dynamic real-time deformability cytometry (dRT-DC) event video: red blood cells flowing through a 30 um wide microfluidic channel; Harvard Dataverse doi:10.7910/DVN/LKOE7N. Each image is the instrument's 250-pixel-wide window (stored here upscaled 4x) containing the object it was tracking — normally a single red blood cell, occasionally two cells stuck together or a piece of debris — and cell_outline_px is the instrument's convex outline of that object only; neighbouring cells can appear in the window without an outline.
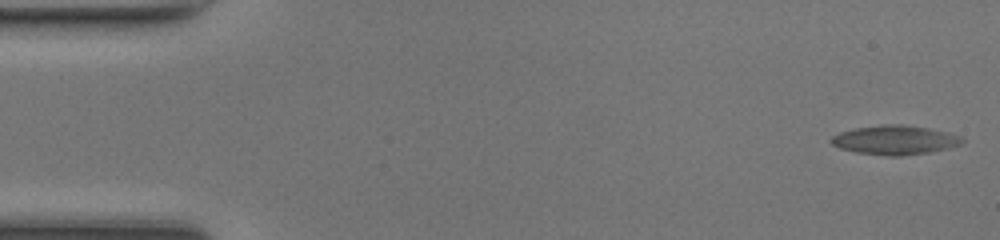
{"species": "common noctule bat (a hibernating species)", "species_latin": "Nyctalus noctula", "temperature_condition": "room temperature", "stored_images_in_passage": 49, "segment_of_instrument_passage": [1, 2], "camera_frame_rate_fps": 3000, "um_per_image_px": 0.085, "animal": {"sex": "female", "body_mass_g": 17.0, "forearm_length_mm": 48.0}, "frame": {"image": 1, "passage_image": 1, "time_ms": 0.0, "image_size_px": [1000, 240], "cell_outline_px": [[964, 140], [960, 144], [948, 148], [928, 152], [900, 156], [888, 156], [856, 152], [840, 148], [832, 144], [828, 140], [832, 136], [840, 132], [856, 128], [884, 124], [904, 124], [928, 128], [948, 132], [960, 136]], "centroid_in_image_um": [76.04, 11.89], "position_along_channel_um": 9.0, "area_um2": 22.2}}
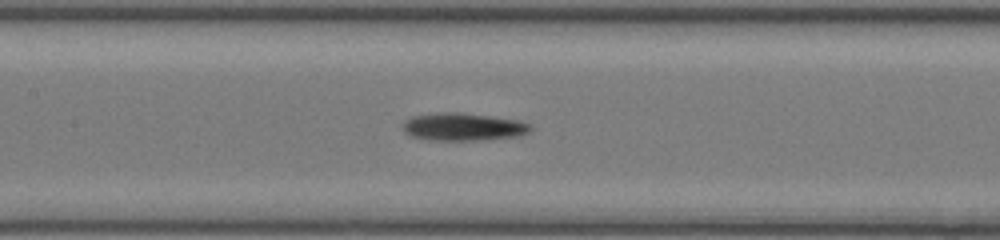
{"frame": {"image": 2, "passage_image": 22, "time_ms": 7.0, "image_size_px": [1000, 240], "cell_outline_px": [[532, 128], [528, 132], [520, 136], [484, 140], [428, 140], [408, 136], [400, 128], [400, 124], [404, 120], [412, 116], [436, 112], [460, 112], [516, 120], [532, 124]], "centroid_in_image_um": [39.28, 10.78], "position_along_channel_um": 168.1, "area_um2": 21.04}}
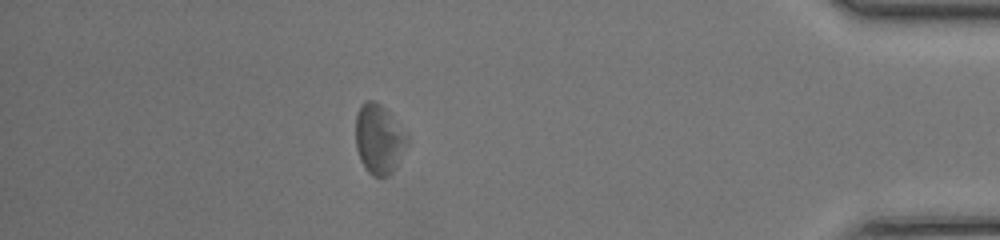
{"frame": {"image": 3, "passage_image": 42, "time_ms": 13.667, "image_size_px": [1000, 240], "cell_outline_px": [[408, 144], [396, 168], [388, 176], [372, 176], [364, 168], [360, 160], [356, 148], [356, 116], [360, 104], [364, 100], [372, 100], [380, 104], [388, 112], [408, 136]], "centroid_in_image_um": [32.2, 11.84], "position_along_channel_um": 403.0, "area_um2": 20.98}}